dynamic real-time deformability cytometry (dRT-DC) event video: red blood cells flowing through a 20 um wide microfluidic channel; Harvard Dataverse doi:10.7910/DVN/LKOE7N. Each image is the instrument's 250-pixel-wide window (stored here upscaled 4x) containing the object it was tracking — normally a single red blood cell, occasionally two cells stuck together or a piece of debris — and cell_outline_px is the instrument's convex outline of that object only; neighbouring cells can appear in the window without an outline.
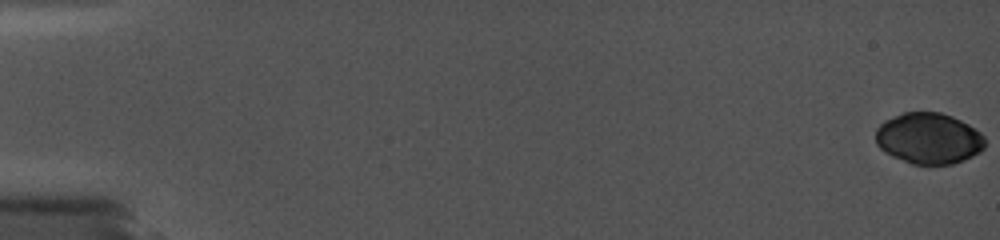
{"species": "common noctule bat (a hibernating species)", "species_latin": "Nyctalus noctula", "temperature_condition": "cold", "stored_images_in_passage": 16, "camera_frame_rate_fps": 5000, "um_per_image_px": 0.085, "animal": {"sex": "female", "body_mass_g": 19.0, "forearm_length_mm": 56.7}, "frame": {"image": 1, "passage_image": 1, "time_ms": 0.0, "image_size_px": [1000, 240], "cell_outline_px": [[984, 148], [980, 152], [964, 160], [952, 164], [912, 164], [892, 156], [884, 152], [876, 144], [876, 128], [884, 120], [904, 112], [940, 112], [952, 116], [968, 124], [980, 132], [984, 136]], "centroid_in_image_um": [78.93, 11.76], "position_along_channel_um": 6.1, "area_um2": 32.6}}
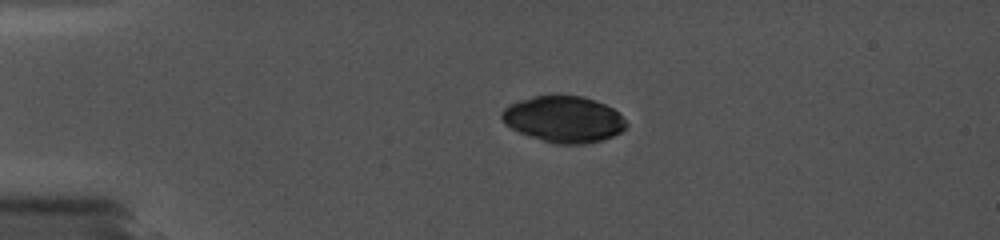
{"frame": {"image": 2, "passage_image": 11, "time_ms": 4.4, "image_size_px": [1000, 240], "cell_outline_px": [[628, 124], [620, 132], [612, 136], [588, 144], [556, 144], [520, 132], [504, 124], [500, 116], [500, 112], [504, 108], [520, 100], [536, 96], [584, 96], [604, 104], [612, 108]], "centroid_in_image_um": [47.9, 10.14], "position_along_channel_um": 37.1, "area_um2": 33.06}}